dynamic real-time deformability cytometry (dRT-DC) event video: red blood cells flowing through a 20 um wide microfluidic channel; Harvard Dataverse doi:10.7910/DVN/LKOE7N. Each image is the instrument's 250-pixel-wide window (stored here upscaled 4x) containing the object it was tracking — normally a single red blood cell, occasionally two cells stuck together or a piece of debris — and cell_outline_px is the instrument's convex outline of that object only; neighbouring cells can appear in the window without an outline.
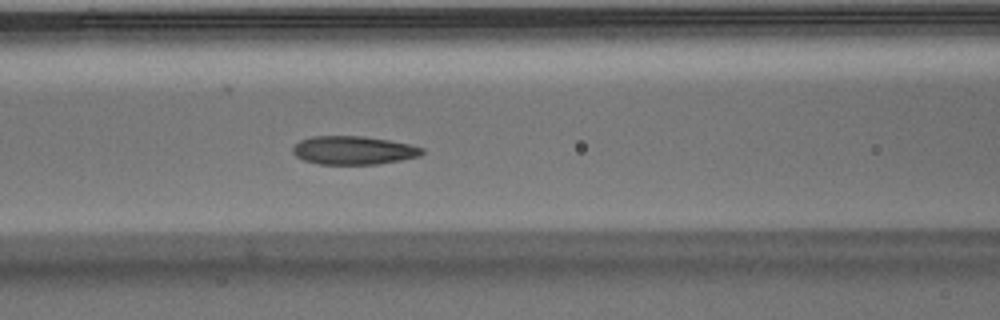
{"species": "Egyptian fruit bat (a non-hibernating species)", "species_latin": "Rousettus aegyptiacus", "temperature_condition": "warm", "stored_images_in_passage": 35, "camera_frame_rate_fps": 3000, "um_per_image_px": 0.085, "animal": {"sex": "male"}, "frame": {"image": 1, "passage_image": 5, "time_ms": 1.333, "image_size_px": [1000, 320], "cell_outline_px": [[424, 152], [420, 156], [400, 160], [376, 164], [320, 164], [304, 160], [296, 156], [292, 152], [292, 148], [300, 140], [312, 136], [364, 136], [388, 140], [408, 144], [424, 148]], "centroid_in_image_um": [30.04, 12.77], "position_along_channel_um": 136.6, "area_um2": 21.33}}
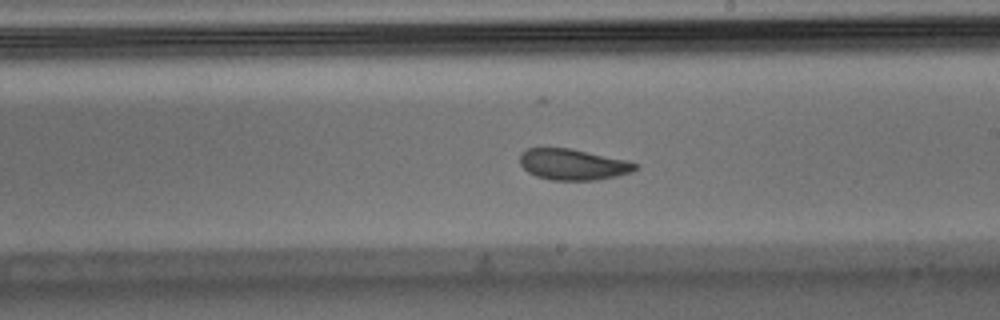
{"frame": {"image": 2, "passage_image": 13, "time_ms": 4.0, "image_size_px": [1000, 320], "cell_outline_px": [[640, 168], [632, 172], [616, 176], [596, 180], [548, 180], [536, 176], [528, 172], [520, 164], [520, 152], [528, 148], [572, 148], [628, 160], [640, 164]], "centroid_in_image_um": [48.74, 13.97], "position_along_channel_um": 240.3, "area_um2": 21.21}}
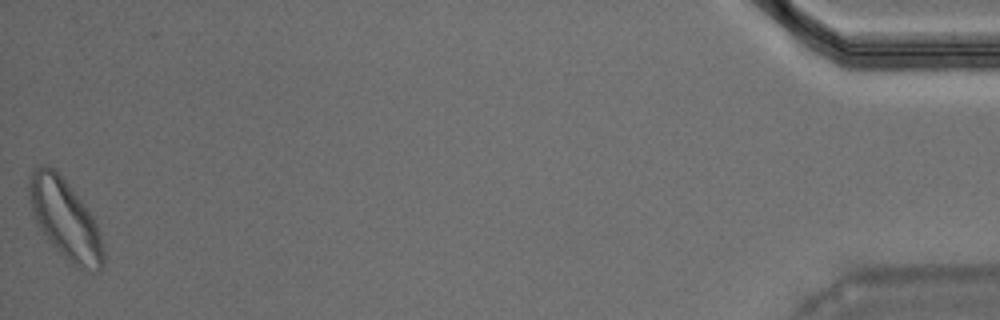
{"frame": {"image": 3, "passage_image": 35, "time_ms": 11.333, "image_size_px": [1000, 320], "cell_outline_px": [[104, 264], [100, 272], [84, 272], [76, 268], [52, 244], [36, 224], [32, 212], [28, 192], [28, 176], [36, 168], [44, 164], [56, 168], [88, 208], [96, 224], [100, 236], [104, 252]], "centroid_in_image_um": [5.54, 18.64], "position_along_channel_um": 429.7, "area_um2": 34.8}, "authors_computed_cell_mechanics": {"area_um2": 21.675, "velocity_mm_per_s": 3.9018, "shape_relaxation_time_tau1_ms": 2.8435, "shape_relaxation_time_tau2_ms": 2.0468, "deformation_change_tau1": 0.1241, "deformation_change_tau2": 0.067}}